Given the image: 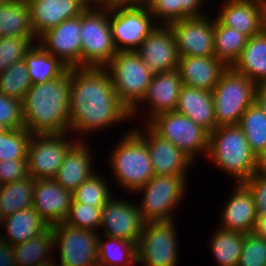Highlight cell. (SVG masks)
Masks as SVG:
<instances>
[{"mask_svg":"<svg viewBox=\"0 0 266 266\" xmlns=\"http://www.w3.org/2000/svg\"><path fill=\"white\" fill-rule=\"evenodd\" d=\"M128 119L130 111L117 97L104 67L70 68V133L90 135Z\"/></svg>","mask_w":266,"mask_h":266,"instance_id":"1","label":"cell"},{"mask_svg":"<svg viewBox=\"0 0 266 266\" xmlns=\"http://www.w3.org/2000/svg\"><path fill=\"white\" fill-rule=\"evenodd\" d=\"M70 68L61 76L32 85L22 101L24 128L32 135L69 132Z\"/></svg>","mask_w":266,"mask_h":266,"instance_id":"2","label":"cell"},{"mask_svg":"<svg viewBox=\"0 0 266 266\" xmlns=\"http://www.w3.org/2000/svg\"><path fill=\"white\" fill-rule=\"evenodd\" d=\"M208 158L214 166L236 178L235 183H243L265 166L238 125L219 126L209 133Z\"/></svg>","mask_w":266,"mask_h":266,"instance_id":"3","label":"cell"},{"mask_svg":"<svg viewBox=\"0 0 266 266\" xmlns=\"http://www.w3.org/2000/svg\"><path fill=\"white\" fill-rule=\"evenodd\" d=\"M109 158L117 184L133 192L144 186L154 170L145 140L133 129L122 136Z\"/></svg>","mask_w":266,"mask_h":266,"instance_id":"4","label":"cell"},{"mask_svg":"<svg viewBox=\"0 0 266 266\" xmlns=\"http://www.w3.org/2000/svg\"><path fill=\"white\" fill-rule=\"evenodd\" d=\"M104 68L117 97L131 112L145 96L153 73L135 51H118Z\"/></svg>","mask_w":266,"mask_h":266,"instance_id":"5","label":"cell"},{"mask_svg":"<svg viewBox=\"0 0 266 266\" xmlns=\"http://www.w3.org/2000/svg\"><path fill=\"white\" fill-rule=\"evenodd\" d=\"M256 84L228 67L212 91L216 127L238 125L242 114L255 102Z\"/></svg>","mask_w":266,"mask_h":266,"instance_id":"6","label":"cell"},{"mask_svg":"<svg viewBox=\"0 0 266 266\" xmlns=\"http://www.w3.org/2000/svg\"><path fill=\"white\" fill-rule=\"evenodd\" d=\"M81 67H104L118 52L109 22V8L90 5L81 14Z\"/></svg>","mask_w":266,"mask_h":266,"instance_id":"7","label":"cell"},{"mask_svg":"<svg viewBox=\"0 0 266 266\" xmlns=\"http://www.w3.org/2000/svg\"><path fill=\"white\" fill-rule=\"evenodd\" d=\"M187 175H154L134 193H144L138 205L143 221H172L177 206L183 199ZM174 211V212H173Z\"/></svg>","mask_w":266,"mask_h":266,"instance_id":"8","label":"cell"},{"mask_svg":"<svg viewBox=\"0 0 266 266\" xmlns=\"http://www.w3.org/2000/svg\"><path fill=\"white\" fill-rule=\"evenodd\" d=\"M147 125L193 161L200 153L207 156L209 132L184 114L176 111L162 113L153 117Z\"/></svg>","mask_w":266,"mask_h":266,"instance_id":"9","label":"cell"},{"mask_svg":"<svg viewBox=\"0 0 266 266\" xmlns=\"http://www.w3.org/2000/svg\"><path fill=\"white\" fill-rule=\"evenodd\" d=\"M176 223L158 221L144 223L137 244V263L143 266H176L178 248Z\"/></svg>","mask_w":266,"mask_h":266,"instance_id":"10","label":"cell"},{"mask_svg":"<svg viewBox=\"0 0 266 266\" xmlns=\"http://www.w3.org/2000/svg\"><path fill=\"white\" fill-rule=\"evenodd\" d=\"M149 8L118 6L109 8V22L117 51H135L157 26Z\"/></svg>","mask_w":266,"mask_h":266,"instance_id":"11","label":"cell"},{"mask_svg":"<svg viewBox=\"0 0 266 266\" xmlns=\"http://www.w3.org/2000/svg\"><path fill=\"white\" fill-rule=\"evenodd\" d=\"M52 230L54 247L59 248V266H98V232L64 222L53 225Z\"/></svg>","mask_w":266,"mask_h":266,"instance_id":"12","label":"cell"},{"mask_svg":"<svg viewBox=\"0 0 266 266\" xmlns=\"http://www.w3.org/2000/svg\"><path fill=\"white\" fill-rule=\"evenodd\" d=\"M67 133L35 134L28 145V173L34 179L54 178L68 150L80 139L67 140Z\"/></svg>","mask_w":266,"mask_h":266,"instance_id":"13","label":"cell"},{"mask_svg":"<svg viewBox=\"0 0 266 266\" xmlns=\"http://www.w3.org/2000/svg\"><path fill=\"white\" fill-rule=\"evenodd\" d=\"M179 57L215 56L214 19L203 15L170 23Z\"/></svg>","mask_w":266,"mask_h":266,"instance_id":"14","label":"cell"},{"mask_svg":"<svg viewBox=\"0 0 266 266\" xmlns=\"http://www.w3.org/2000/svg\"><path fill=\"white\" fill-rule=\"evenodd\" d=\"M135 52L153 74L178 69L179 55L170 24L158 23Z\"/></svg>","mask_w":266,"mask_h":266,"instance_id":"15","label":"cell"},{"mask_svg":"<svg viewBox=\"0 0 266 266\" xmlns=\"http://www.w3.org/2000/svg\"><path fill=\"white\" fill-rule=\"evenodd\" d=\"M144 223L135 202L111 198L102 206L100 228H104L105 236L127 240L137 245Z\"/></svg>","mask_w":266,"mask_h":266,"instance_id":"16","label":"cell"},{"mask_svg":"<svg viewBox=\"0 0 266 266\" xmlns=\"http://www.w3.org/2000/svg\"><path fill=\"white\" fill-rule=\"evenodd\" d=\"M81 15L67 19L42 34L37 40L50 54L69 68L81 67Z\"/></svg>","mask_w":266,"mask_h":266,"instance_id":"17","label":"cell"},{"mask_svg":"<svg viewBox=\"0 0 266 266\" xmlns=\"http://www.w3.org/2000/svg\"><path fill=\"white\" fill-rule=\"evenodd\" d=\"M144 129L134 130L147 144L154 175H187L194 161L173 143L157 135L147 124Z\"/></svg>","mask_w":266,"mask_h":266,"instance_id":"18","label":"cell"},{"mask_svg":"<svg viewBox=\"0 0 266 266\" xmlns=\"http://www.w3.org/2000/svg\"><path fill=\"white\" fill-rule=\"evenodd\" d=\"M215 17L222 25L236 29L248 38L263 31L265 0H225Z\"/></svg>","mask_w":266,"mask_h":266,"instance_id":"19","label":"cell"},{"mask_svg":"<svg viewBox=\"0 0 266 266\" xmlns=\"http://www.w3.org/2000/svg\"><path fill=\"white\" fill-rule=\"evenodd\" d=\"M91 4L89 0L30 1L28 5L35 37L38 39L63 21L80 16Z\"/></svg>","mask_w":266,"mask_h":266,"instance_id":"20","label":"cell"},{"mask_svg":"<svg viewBox=\"0 0 266 266\" xmlns=\"http://www.w3.org/2000/svg\"><path fill=\"white\" fill-rule=\"evenodd\" d=\"M72 200V192L53 178L35 179L32 207L49 227L65 221Z\"/></svg>","mask_w":266,"mask_h":266,"instance_id":"21","label":"cell"},{"mask_svg":"<svg viewBox=\"0 0 266 266\" xmlns=\"http://www.w3.org/2000/svg\"><path fill=\"white\" fill-rule=\"evenodd\" d=\"M182 86L178 70L153 74L142 101L130 112L131 119L138 113L139 105H145V102L148 104L147 106H150V110L147 112L149 119L146 120V123L156 115L175 111Z\"/></svg>","mask_w":266,"mask_h":266,"instance_id":"22","label":"cell"},{"mask_svg":"<svg viewBox=\"0 0 266 266\" xmlns=\"http://www.w3.org/2000/svg\"><path fill=\"white\" fill-rule=\"evenodd\" d=\"M223 206L220 228L232 231L253 233L257 212L254 198L243 183H236L233 192Z\"/></svg>","mask_w":266,"mask_h":266,"instance_id":"23","label":"cell"},{"mask_svg":"<svg viewBox=\"0 0 266 266\" xmlns=\"http://www.w3.org/2000/svg\"><path fill=\"white\" fill-rule=\"evenodd\" d=\"M228 66L215 56L179 57L178 72L183 85L212 92Z\"/></svg>","mask_w":266,"mask_h":266,"instance_id":"24","label":"cell"},{"mask_svg":"<svg viewBox=\"0 0 266 266\" xmlns=\"http://www.w3.org/2000/svg\"><path fill=\"white\" fill-rule=\"evenodd\" d=\"M79 139L66 153L65 158L53 178L65 190L74 192L95 171L91 164L93 157L86 141Z\"/></svg>","mask_w":266,"mask_h":266,"instance_id":"25","label":"cell"},{"mask_svg":"<svg viewBox=\"0 0 266 266\" xmlns=\"http://www.w3.org/2000/svg\"><path fill=\"white\" fill-rule=\"evenodd\" d=\"M176 112L184 114L211 133L216 128L212 92L183 85Z\"/></svg>","mask_w":266,"mask_h":266,"instance_id":"26","label":"cell"},{"mask_svg":"<svg viewBox=\"0 0 266 266\" xmlns=\"http://www.w3.org/2000/svg\"><path fill=\"white\" fill-rule=\"evenodd\" d=\"M3 227L7 234L1 233L0 238L14 246L42 234L49 228V225L30 206L5 216Z\"/></svg>","mask_w":266,"mask_h":266,"instance_id":"27","label":"cell"},{"mask_svg":"<svg viewBox=\"0 0 266 266\" xmlns=\"http://www.w3.org/2000/svg\"><path fill=\"white\" fill-rule=\"evenodd\" d=\"M256 85L266 82V33L248 38L241 55L231 66Z\"/></svg>","mask_w":266,"mask_h":266,"instance_id":"28","label":"cell"},{"mask_svg":"<svg viewBox=\"0 0 266 266\" xmlns=\"http://www.w3.org/2000/svg\"><path fill=\"white\" fill-rule=\"evenodd\" d=\"M24 61L32 85L53 80L69 68L59 58L47 52L37 40L25 54Z\"/></svg>","mask_w":266,"mask_h":266,"instance_id":"29","label":"cell"},{"mask_svg":"<svg viewBox=\"0 0 266 266\" xmlns=\"http://www.w3.org/2000/svg\"><path fill=\"white\" fill-rule=\"evenodd\" d=\"M35 37L30 8L19 0H6L0 4V38Z\"/></svg>","mask_w":266,"mask_h":266,"instance_id":"30","label":"cell"},{"mask_svg":"<svg viewBox=\"0 0 266 266\" xmlns=\"http://www.w3.org/2000/svg\"><path fill=\"white\" fill-rule=\"evenodd\" d=\"M54 248L52 227L42 234L13 246L17 266H42L54 261L50 256Z\"/></svg>","mask_w":266,"mask_h":266,"instance_id":"31","label":"cell"},{"mask_svg":"<svg viewBox=\"0 0 266 266\" xmlns=\"http://www.w3.org/2000/svg\"><path fill=\"white\" fill-rule=\"evenodd\" d=\"M238 126L244 132L257 158L266 165V114L254 102L241 116Z\"/></svg>","mask_w":266,"mask_h":266,"instance_id":"32","label":"cell"},{"mask_svg":"<svg viewBox=\"0 0 266 266\" xmlns=\"http://www.w3.org/2000/svg\"><path fill=\"white\" fill-rule=\"evenodd\" d=\"M215 57L231 67L241 55L248 37L234 28L222 25L214 18Z\"/></svg>","mask_w":266,"mask_h":266,"instance_id":"33","label":"cell"},{"mask_svg":"<svg viewBox=\"0 0 266 266\" xmlns=\"http://www.w3.org/2000/svg\"><path fill=\"white\" fill-rule=\"evenodd\" d=\"M244 233L218 227L212 234L210 250L218 266H238Z\"/></svg>","mask_w":266,"mask_h":266,"instance_id":"34","label":"cell"},{"mask_svg":"<svg viewBox=\"0 0 266 266\" xmlns=\"http://www.w3.org/2000/svg\"><path fill=\"white\" fill-rule=\"evenodd\" d=\"M98 235V266H131L137 263V245L127 240Z\"/></svg>","mask_w":266,"mask_h":266,"instance_id":"35","label":"cell"},{"mask_svg":"<svg viewBox=\"0 0 266 266\" xmlns=\"http://www.w3.org/2000/svg\"><path fill=\"white\" fill-rule=\"evenodd\" d=\"M204 2L205 0H155L149 9L155 21L170 24L184 18L206 15L200 9Z\"/></svg>","mask_w":266,"mask_h":266,"instance_id":"36","label":"cell"},{"mask_svg":"<svg viewBox=\"0 0 266 266\" xmlns=\"http://www.w3.org/2000/svg\"><path fill=\"white\" fill-rule=\"evenodd\" d=\"M35 179L28 177L0 185V208L4 216L32 206Z\"/></svg>","mask_w":266,"mask_h":266,"instance_id":"37","label":"cell"},{"mask_svg":"<svg viewBox=\"0 0 266 266\" xmlns=\"http://www.w3.org/2000/svg\"><path fill=\"white\" fill-rule=\"evenodd\" d=\"M31 86L32 83L24 59L0 73V92L8 97L23 101Z\"/></svg>","mask_w":266,"mask_h":266,"instance_id":"38","label":"cell"},{"mask_svg":"<svg viewBox=\"0 0 266 266\" xmlns=\"http://www.w3.org/2000/svg\"><path fill=\"white\" fill-rule=\"evenodd\" d=\"M97 173H94L72 193V202L103 206L113 197L106 179Z\"/></svg>","mask_w":266,"mask_h":266,"instance_id":"39","label":"cell"},{"mask_svg":"<svg viewBox=\"0 0 266 266\" xmlns=\"http://www.w3.org/2000/svg\"><path fill=\"white\" fill-rule=\"evenodd\" d=\"M32 134L26 128L7 129L0 134V161L27 159Z\"/></svg>","mask_w":266,"mask_h":266,"instance_id":"40","label":"cell"},{"mask_svg":"<svg viewBox=\"0 0 266 266\" xmlns=\"http://www.w3.org/2000/svg\"><path fill=\"white\" fill-rule=\"evenodd\" d=\"M102 220V206H90L72 202L64 223L75 228L99 231Z\"/></svg>","mask_w":266,"mask_h":266,"instance_id":"41","label":"cell"},{"mask_svg":"<svg viewBox=\"0 0 266 266\" xmlns=\"http://www.w3.org/2000/svg\"><path fill=\"white\" fill-rule=\"evenodd\" d=\"M36 37L0 38V73L11 65L24 59L25 54L34 45Z\"/></svg>","mask_w":266,"mask_h":266,"instance_id":"42","label":"cell"},{"mask_svg":"<svg viewBox=\"0 0 266 266\" xmlns=\"http://www.w3.org/2000/svg\"><path fill=\"white\" fill-rule=\"evenodd\" d=\"M238 266H266V240L254 233L245 234Z\"/></svg>","mask_w":266,"mask_h":266,"instance_id":"43","label":"cell"},{"mask_svg":"<svg viewBox=\"0 0 266 266\" xmlns=\"http://www.w3.org/2000/svg\"><path fill=\"white\" fill-rule=\"evenodd\" d=\"M0 123L7 129L24 128L22 101L0 92Z\"/></svg>","mask_w":266,"mask_h":266,"instance_id":"44","label":"cell"},{"mask_svg":"<svg viewBox=\"0 0 266 266\" xmlns=\"http://www.w3.org/2000/svg\"><path fill=\"white\" fill-rule=\"evenodd\" d=\"M249 189L256 207L257 216L266 215V165L243 182Z\"/></svg>","mask_w":266,"mask_h":266,"instance_id":"45","label":"cell"},{"mask_svg":"<svg viewBox=\"0 0 266 266\" xmlns=\"http://www.w3.org/2000/svg\"><path fill=\"white\" fill-rule=\"evenodd\" d=\"M28 177L27 159L0 161V185L9 184Z\"/></svg>","mask_w":266,"mask_h":266,"instance_id":"46","label":"cell"},{"mask_svg":"<svg viewBox=\"0 0 266 266\" xmlns=\"http://www.w3.org/2000/svg\"><path fill=\"white\" fill-rule=\"evenodd\" d=\"M0 266H17L14 260L13 246L0 238Z\"/></svg>","mask_w":266,"mask_h":266,"instance_id":"47","label":"cell"},{"mask_svg":"<svg viewBox=\"0 0 266 266\" xmlns=\"http://www.w3.org/2000/svg\"><path fill=\"white\" fill-rule=\"evenodd\" d=\"M133 0H94L92 5L103 8H113L118 6H132Z\"/></svg>","mask_w":266,"mask_h":266,"instance_id":"48","label":"cell"},{"mask_svg":"<svg viewBox=\"0 0 266 266\" xmlns=\"http://www.w3.org/2000/svg\"><path fill=\"white\" fill-rule=\"evenodd\" d=\"M255 102L266 114V82L256 86Z\"/></svg>","mask_w":266,"mask_h":266,"instance_id":"49","label":"cell"},{"mask_svg":"<svg viewBox=\"0 0 266 266\" xmlns=\"http://www.w3.org/2000/svg\"><path fill=\"white\" fill-rule=\"evenodd\" d=\"M253 233L266 240V215L257 216Z\"/></svg>","mask_w":266,"mask_h":266,"instance_id":"50","label":"cell"},{"mask_svg":"<svg viewBox=\"0 0 266 266\" xmlns=\"http://www.w3.org/2000/svg\"><path fill=\"white\" fill-rule=\"evenodd\" d=\"M155 0H133L132 6L150 8Z\"/></svg>","mask_w":266,"mask_h":266,"instance_id":"51","label":"cell"},{"mask_svg":"<svg viewBox=\"0 0 266 266\" xmlns=\"http://www.w3.org/2000/svg\"><path fill=\"white\" fill-rule=\"evenodd\" d=\"M5 216L3 215V212L0 208V227L3 226V220H4Z\"/></svg>","mask_w":266,"mask_h":266,"instance_id":"52","label":"cell"},{"mask_svg":"<svg viewBox=\"0 0 266 266\" xmlns=\"http://www.w3.org/2000/svg\"><path fill=\"white\" fill-rule=\"evenodd\" d=\"M6 130H7V128L0 123V134Z\"/></svg>","mask_w":266,"mask_h":266,"instance_id":"53","label":"cell"},{"mask_svg":"<svg viewBox=\"0 0 266 266\" xmlns=\"http://www.w3.org/2000/svg\"><path fill=\"white\" fill-rule=\"evenodd\" d=\"M42 266H58L57 264H55L54 261L50 262L49 264L46 265H42Z\"/></svg>","mask_w":266,"mask_h":266,"instance_id":"54","label":"cell"},{"mask_svg":"<svg viewBox=\"0 0 266 266\" xmlns=\"http://www.w3.org/2000/svg\"><path fill=\"white\" fill-rule=\"evenodd\" d=\"M263 31L266 33V17H265L264 24H263Z\"/></svg>","mask_w":266,"mask_h":266,"instance_id":"55","label":"cell"},{"mask_svg":"<svg viewBox=\"0 0 266 266\" xmlns=\"http://www.w3.org/2000/svg\"><path fill=\"white\" fill-rule=\"evenodd\" d=\"M19 1H21V2H23V3H29L30 1H32V0H19Z\"/></svg>","mask_w":266,"mask_h":266,"instance_id":"56","label":"cell"}]
</instances>
